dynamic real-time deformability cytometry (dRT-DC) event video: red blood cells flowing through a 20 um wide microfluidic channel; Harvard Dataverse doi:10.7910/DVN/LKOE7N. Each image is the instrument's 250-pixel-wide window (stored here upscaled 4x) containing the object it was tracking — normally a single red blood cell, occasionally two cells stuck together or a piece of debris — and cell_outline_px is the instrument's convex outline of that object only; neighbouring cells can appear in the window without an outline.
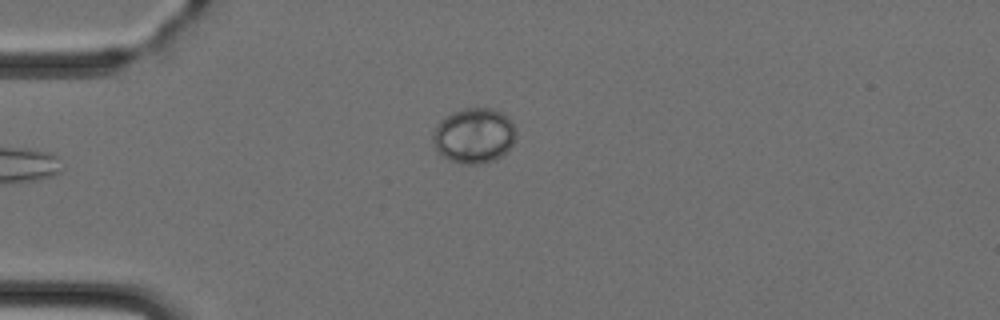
{"species": "Egyptian fruit bat (a non-hibernating species)", "species_latin": "Rousettus aegyptiacus", "temperature_condition": "cold", "stored_images_in_passage": 4, "camera_frame_rate_fps": 3000, "um_per_image_px": 0.085, "animal": {"sex": "female"}, "frame": {"image": 1, "passage_image": 4, "time_ms": 3.333, "image_size_px": [1000, 320], "cell_outline_px": [[516, 140], [500, 156], [492, 160], [480, 164], [460, 164], [448, 160], [436, 148], [432, 140], [432, 132], [436, 124], [444, 116], [452, 112], [464, 108], [492, 108], [504, 112], [512, 120], [516, 132]], "centroid_in_image_um": [40.28, 11.5], "position_along_channel_um": 44.7, "area_um2": 27.05}}